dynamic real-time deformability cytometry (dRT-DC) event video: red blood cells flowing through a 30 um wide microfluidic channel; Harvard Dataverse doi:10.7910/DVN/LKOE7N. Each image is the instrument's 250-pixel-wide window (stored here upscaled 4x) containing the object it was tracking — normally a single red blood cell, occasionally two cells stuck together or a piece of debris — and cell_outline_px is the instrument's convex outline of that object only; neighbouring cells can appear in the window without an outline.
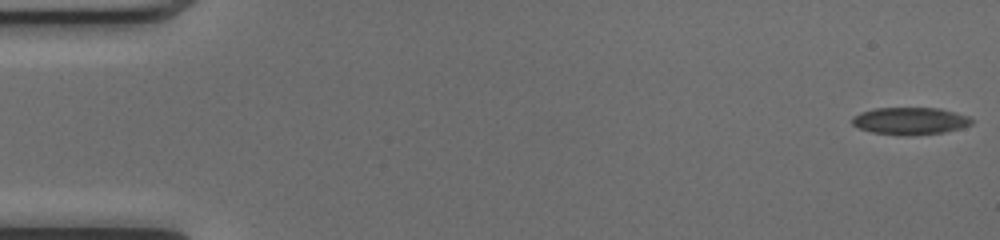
{"species": "common noctule bat (a hibernating species)", "species_latin": "Nyctalus noctula", "temperature_condition": "cold", "stored_images_in_passage": 51, "camera_frame_rate_fps": 3000, "um_per_image_px": 0.085, "animal": {"sex": "female", "body_mass_g": 17.0, "forearm_length_mm": 48.0}, "frame": {"image": 1, "passage_image": 1, "time_ms": 0.0, "image_size_px": [1000, 240], "cell_outline_px": [[972, 124], [960, 128], [944, 132], [908, 136], [872, 132], [860, 128], [852, 124], [852, 116], [860, 112], [872, 108], [940, 108], [956, 112], [968, 116], [972, 120]], "centroid_in_image_um": [77.35, 10.27], "position_along_channel_um": 7.7, "area_um2": 19.02}}
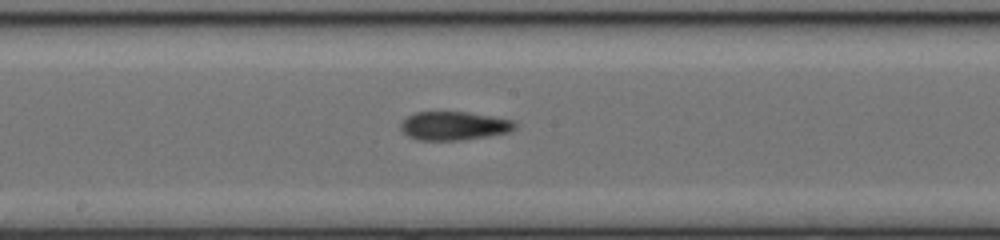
{"frame": {"image": 2, "passage_image": 27, "time_ms": 8.667, "image_size_px": [1000, 240], "cell_outline_px": [[516, 128], [508, 132], [488, 136], [460, 140], [416, 140], [408, 136], [400, 128], [400, 124], [408, 116], [416, 112], [468, 112], [492, 116], [512, 120], [516, 124]], "centroid_in_image_um": [38.58, 10.7], "position_along_channel_um": 209.6, "area_um2": 18.96}}
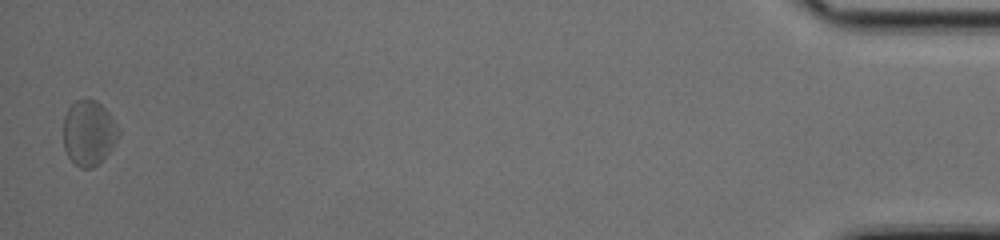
{"frame": {"image": 3, "passage_image": 50, "time_ms": 16.333, "image_size_px": [1000, 240], "cell_outline_px": [[120, 132], [112, 148], [92, 168], [80, 168], [68, 156], [64, 148], [64, 116], [68, 108], [76, 100], [96, 100], [108, 112], [120, 128]], "centroid_in_image_um": [7.54, 11.28], "position_along_channel_um": 427.7, "area_um2": 20.63}, "authors_computed_cell_mechanics": {"area_um2": 18.9584, "velocity_mm_per_s": 4.0963, "shape_relaxation_time_tau1_ms": null, "shape_relaxation_time_tau2_ms": 2.8385, "deformation_change_tau1": null, "deformation_change_tau2": 0.0967}}